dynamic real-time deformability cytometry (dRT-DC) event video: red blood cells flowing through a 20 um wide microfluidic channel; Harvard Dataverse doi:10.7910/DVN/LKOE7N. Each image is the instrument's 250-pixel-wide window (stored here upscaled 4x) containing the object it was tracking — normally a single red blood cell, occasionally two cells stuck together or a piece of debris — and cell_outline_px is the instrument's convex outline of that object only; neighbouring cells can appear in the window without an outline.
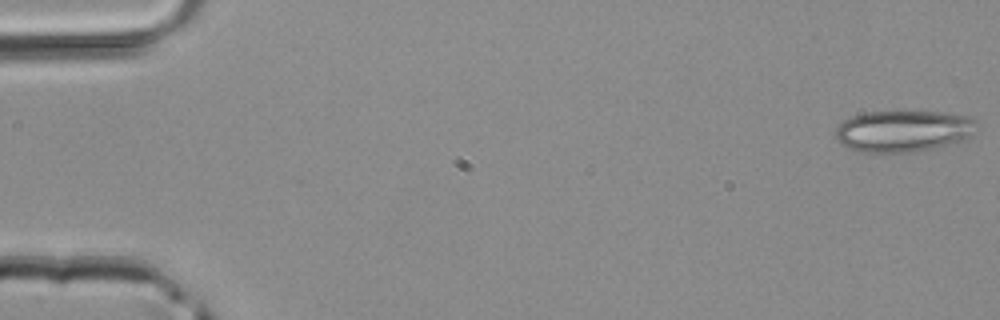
{"species": "common noctule bat (a hibernating species)", "species_latin": "Nyctalus noctula", "temperature_condition": "room temperature", "stored_images_in_passage": 5, "camera_frame_rate_fps": 3000, "um_per_image_px": 0.085, "animal": {"sex": "male", "body_mass_g": 20.4}, "frame": {"image": 1, "passage_image": 1, "time_ms": 0.0, "image_size_px": [1000, 320], "cell_outline_px": [[980, 124], [964, 140], [916, 152], [856, 152], [840, 144], [836, 140], [836, 128], [844, 120], [852, 116], [864, 112], [940, 112], [968, 116], [976, 120]], "centroid_in_image_um": [76.76, 11.14], "position_along_channel_um": 8.2, "area_um2": 34.22}}